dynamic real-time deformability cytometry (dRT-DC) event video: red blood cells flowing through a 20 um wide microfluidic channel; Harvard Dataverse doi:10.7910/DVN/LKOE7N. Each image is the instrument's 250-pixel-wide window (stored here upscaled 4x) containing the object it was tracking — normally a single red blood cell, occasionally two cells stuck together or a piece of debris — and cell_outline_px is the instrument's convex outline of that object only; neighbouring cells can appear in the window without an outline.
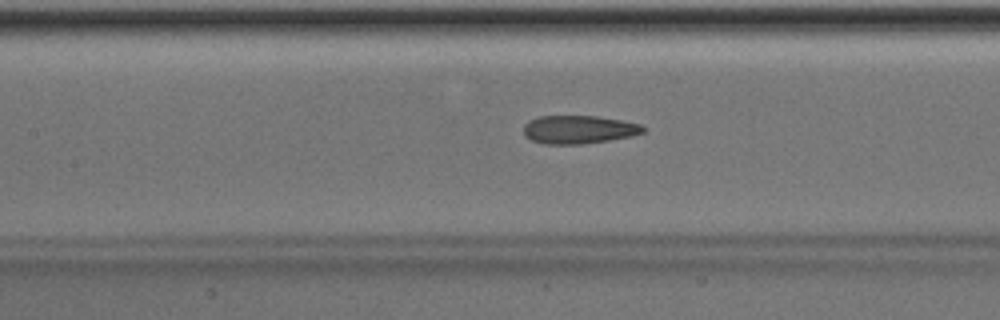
{"species": "Egyptian fruit bat (a non-hibernating species)", "species_latin": "Rousettus aegyptiacus", "temperature_condition": "room temperature", "stored_images_in_passage": 37, "camera_frame_rate_fps": 3000, "um_per_image_px": 0.085, "animal": {"sex": "male"}, "frame": {"image": 1, "passage_image": 10, "time_ms": 3.0, "image_size_px": [1000, 320], "cell_outline_px": [[644, 132], [632, 136], [608, 140], [580, 144], [544, 144], [532, 140], [524, 136], [524, 124], [528, 120], [540, 116], [596, 116], [620, 120], [640, 124], [644, 128]], "centroid_in_image_um": [49.15, 11.01], "position_along_channel_um": 158.2, "area_um2": 19.59}}
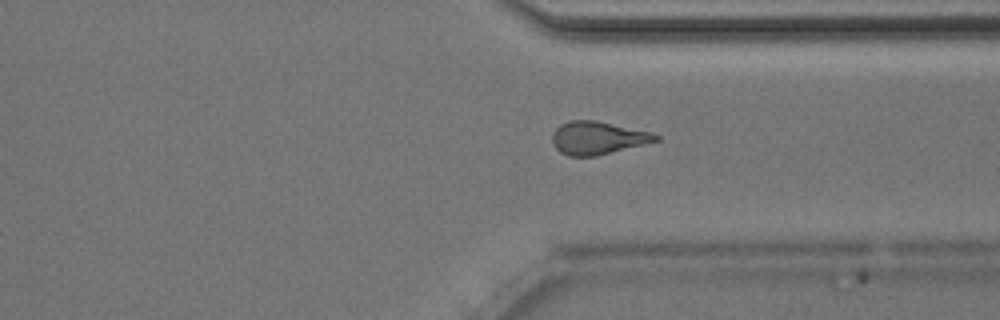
{"frame": {"image": 2, "passage_image": 25, "time_ms": 8.0, "image_size_px": [1000, 320], "cell_outline_px": [[660, 140], [596, 156], [568, 156], [560, 152], [552, 144], [552, 132], [560, 124], [568, 120], [596, 120], [652, 132], [660, 136]], "centroid_in_image_um": [50.78, 11.71], "position_along_channel_um": 360.6, "area_um2": 20.0}}
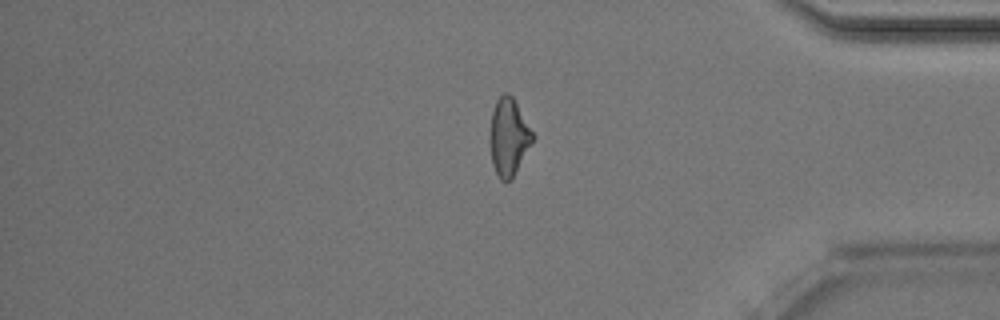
{"frame": {"image": 3, "passage_image": 29, "time_ms": 9.333, "image_size_px": [1000, 320], "cell_outline_px": [[536, 136], [512, 180], [500, 180], [492, 164], [492, 112], [496, 100], [504, 92], [508, 92], [512, 96]], "centroid_in_image_um": [43.29, 11.64], "position_along_channel_um": 391.9, "area_um2": 18.84}, "authors_computed_cell_mechanics": {"area_um2": 19.7098, "velocity_mm_per_s": 4.0488, "shape_relaxation_time_tau1_ms": 7.5603, "shape_relaxation_time_tau2_ms": 2.1098, "deformation_change_tau1": 0.2081, "deformation_change_tau2": 0.1219}}